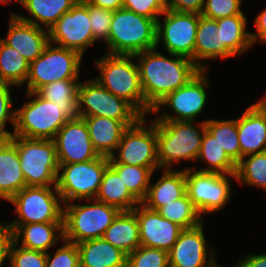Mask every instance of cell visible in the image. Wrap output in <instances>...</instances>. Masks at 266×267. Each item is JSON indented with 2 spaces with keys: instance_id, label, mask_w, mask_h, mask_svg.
Wrapping results in <instances>:
<instances>
[{
  "instance_id": "obj_1",
  "label": "cell",
  "mask_w": 266,
  "mask_h": 267,
  "mask_svg": "<svg viewBox=\"0 0 266 267\" xmlns=\"http://www.w3.org/2000/svg\"><path fill=\"white\" fill-rule=\"evenodd\" d=\"M134 57L145 98V116L168 94L183 87L201 71L192 60L171 53L166 56L156 48Z\"/></svg>"
},
{
  "instance_id": "obj_2",
  "label": "cell",
  "mask_w": 266,
  "mask_h": 267,
  "mask_svg": "<svg viewBox=\"0 0 266 267\" xmlns=\"http://www.w3.org/2000/svg\"><path fill=\"white\" fill-rule=\"evenodd\" d=\"M27 102L17 107L13 135L32 139L53 140L69 120L78 118V106H59L37 92L25 91Z\"/></svg>"
},
{
  "instance_id": "obj_3",
  "label": "cell",
  "mask_w": 266,
  "mask_h": 267,
  "mask_svg": "<svg viewBox=\"0 0 266 267\" xmlns=\"http://www.w3.org/2000/svg\"><path fill=\"white\" fill-rule=\"evenodd\" d=\"M206 121H157L160 169H173L172 167L181 161L190 163L197 160L206 130Z\"/></svg>"
},
{
  "instance_id": "obj_4",
  "label": "cell",
  "mask_w": 266,
  "mask_h": 267,
  "mask_svg": "<svg viewBox=\"0 0 266 267\" xmlns=\"http://www.w3.org/2000/svg\"><path fill=\"white\" fill-rule=\"evenodd\" d=\"M134 55L104 54L94 60L99 71L97 80L106 90L129 102L145 116V98L140 82L138 64Z\"/></svg>"
},
{
  "instance_id": "obj_5",
  "label": "cell",
  "mask_w": 266,
  "mask_h": 267,
  "mask_svg": "<svg viewBox=\"0 0 266 267\" xmlns=\"http://www.w3.org/2000/svg\"><path fill=\"white\" fill-rule=\"evenodd\" d=\"M157 21L125 8L113 11L107 54L136 55L156 48Z\"/></svg>"
},
{
  "instance_id": "obj_6",
  "label": "cell",
  "mask_w": 266,
  "mask_h": 267,
  "mask_svg": "<svg viewBox=\"0 0 266 267\" xmlns=\"http://www.w3.org/2000/svg\"><path fill=\"white\" fill-rule=\"evenodd\" d=\"M80 202H67L63 205V240L74 244L102 238L120 212L116 207L95 199Z\"/></svg>"
},
{
  "instance_id": "obj_7",
  "label": "cell",
  "mask_w": 266,
  "mask_h": 267,
  "mask_svg": "<svg viewBox=\"0 0 266 267\" xmlns=\"http://www.w3.org/2000/svg\"><path fill=\"white\" fill-rule=\"evenodd\" d=\"M17 218L6 225L13 232L19 225L63 222V202L56 186H26L9 201Z\"/></svg>"
},
{
  "instance_id": "obj_8",
  "label": "cell",
  "mask_w": 266,
  "mask_h": 267,
  "mask_svg": "<svg viewBox=\"0 0 266 267\" xmlns=\"http://www.w3.org/2000/svg\"><path fill=\"white\" fill-rule=\"evenodd\" d=\"M26 186H56L59 162L53 140L13 135Z\"/></svg>"
},
{
  "instance_id": "obj_9",
  "label": "cell",
  "mask_w": 266,
  "mask_h": 267,
  "mask_svg": "<svg viewBox=\"0 0 266 267\" xmlns=\"http://www.w3.org/2000/svg\"><path fill=\"white\" fill-rule=\"evenodd\" d=\"M117 156H116V155ZM109 163L148 167L153 173L159 168L157 152V121L142 116L125 129L116 152Z\"/></svg>"
},
{
  "instance_id": "obj_10",
  "label": "cell",
  "mask_w": 266,
  "mask_h": 267,
  "mask_svg": "<svg viewBox=\"0 0 266 267\" xmlns=\"http://www.w3.org/2000/svg\"><path fill=\"white\" fill-rule=\"evenodd\" d=\"M82 58L75 50L49 43L43 53L30 63L25 91L37 92L56 81L80 80Z\"/></svg>"
},
{
  "instance_id": "obj_11",
  "label": "cell",
  "mask_w": 266,
  "mask_h": 267,
  "mask_svg": "<svg viewBox=\"0 0 266 267\" xmlns=\"http://www.w3.org/2000/svg\"><path fill=\"white\" fill-rule=\"evenodd\" d=\"M108 166L109 157L101 155L87 162L59 164L56 188L63 204L95 199Z\"/></svg>"
},
{
  "instance_id": "obj_12",
  "label": "cell",
  "mask_w": 266,
  "mask_h": 267,
  "mask_svg": "<svg viewBox=\"0 0 266 267\" xmlns=\"http://www.w3.org/2000/svg\"><path fill=\"white\" fill-rule=\"evenodd\" d=\"M207 71L209 70H201L183 87L178 88L162 99L151 111V115L156 114L153 120L196 121L198 115L206 108L208 101L206 89L210 85V79ZM165 107L172 110L174 115L165 111ZM161 110H164V113Z\"/></svg>"
},
{
  "instance_id": "obj_13",
  "label": "cell",
  "mask_w": 266,
  "mask_h": 267,
  "mask_svg": "<svg viewBox=\"0 0 266 267\" xmlns=\"http://www.w3.org/2000/svg\"><path fill=\"white\" fill-rule=\"evenodd\" d=\"M78 116H102L121 121L126 127L142 115L126 100L106 90L97 80L82 81L78 88Z\"/></svg>"
},
{
  "instance_id": "obj_14",
  "label": "cell",
  "mask_w": 266,
  "mask_h": 267,
  "mask_svg": "<svg viewBox=\"0 0 266 267\" xmlns=\"http://www.w3.org/2000/svg\"><path fill=\"white\" fill-rule=\"evenodd\" d=\"M182 169H186V193L202 217L227 206L233 194L229 179L236 181L235 174L200 172L187 166Z\"/></svg>"
},
{
  "instance_id": "obj_15",
  "label": "cell",
  "mask_w": 266,
  "mask_h": 267,
  "mask_svg": "<svg viewBox=\"0 0 266 267\" xmlns=\"http://www.w3.org/2000/svg\"><path fill=\"white\" fill-rule=\"evenodd\" d=\"M198 23L199 14L166 9L157 20L156 49L163 44L166 54L186 57L195 63Z\"/></svg>"
},
{
  "instance_id": "obj_16",
  "label": "cell",
  "mask_w": 266,
  "mask_h": 267,
  "mask_svg": "<svg viewBox=\"0 0 266 267\" xmlns=\"http://www.w3.org/2000/svg\"><path fill=\"white\" fill-rule=\"evenodd\" d=\"M89 8L79 0L48 30L50 43L79 52L83 57L94 46Z\"/></svg>"
},
{
  "instance_id": "obj_17",
  "label": "cell",
  "mask_w": 266,
  "mask_h": 267,
  "mask_svg": "<svg viewBox=\"0 0 266 267\" xmlns=\"http://www.w3.org/2000/svg\"><path fill=\"white\" fill-rule=\"evenodd\" d=\"M206 239L203 222L183 229L168 252L169 267H218L216 252Z\"/></svg>"
},
{
  "instance_id": "obj_18",
  "label": "cell",
  "mask_w": 266,
  "mask_h": 267,
  "mask_svg": "<svg viewBox=\"0 0 266 267\" xmlns=\"http://www.w3.org/2000/svg\"><path fill=\"white\" fill-rule=\"evenodd\" d=\"M59 164L87 162L100 155L94 149L83 118L69 119L53 139Z\"/></svg>"
},
{
  "instance_id": "obj_19",
  "label": "cell",
  "mask_w": 266,
  "mask_h": 267,
  "mask_svg": "<svg viewBox=\"0 0 266 267\" xmlns=\"http://www.w3.org/2000/svg\"><path fill=\"white\" fill-rule=\"evenodd\" d=\"M132 211L139 223L140 244L169 252L183 229L142 203Z\"/></svg>"
},
{
  "instance_id": "obj_20",
  "label": "cell",
  "mask_w": 266,
  "mask_h": 267,
  "mask_svg": "<svg viewBox=\"0 0 266 267\" xmlns=\"http://www.w3.org/2000/svg\"><path fill=\"white\" fill-rule=\"evenodd\" d=\"M6 37L0 38L6 45L17 50L30 64L36 60L50 43L47 29L9 16Z\"/></svg>"
},
{
  "instance_id": "obj_21",
  "label": "cell",
  "mask_w": 266,
  "mask_h": 267,
  "mask_svg": "<svg viewBox=\"0 0 266 267\" xmlns=\"http://www.w3.org/2000/svg\"><path fill=\"white\" fill-rule=\"evenodd\" d=\"M235 57L223 44L221 27L217 20L199 15L195 40V64L201 70H208L205 60L229 59Z\"/></svg>"
},
{
  "instance_id": "obj_22",
  "label": "cell",
  "mask_w": 266,
  "mask_h": 267,
  "mask_svg": "<svg viewBox=\"0 0 266 267\" xmlns=\"http://www.w3.org/2000/svg\"><path fill=\"white\" fill-rule=\"evenodd\" d=\"M240 160L242 157L266 151V118L251 104L237 118Z\"/></svg>"
},
{
  "instance_id": "obj_23",
  "label": "cell",
  "mask_w": 266,
  "mask_h": 267,
  "mask_svg": "<svg viewBox=\"0 0 266 267\" xmlns=\"http://www.w3.org/2000/svg\"><path fill=\"white\" fill-rule=\"evenodd\" d=\"M156 182L150 180L146 198L141 202L157 211L160 207L181 198L186 193V169H163Z\"/></svg>"
},
{
  "instance_id": "obj_24",
  "label": "cell",
  "mask_w": 266,
  "mask_h": 267,
  "mask_svg": "<svg viewBox=\"0 0 266 267\" xmlns=\"http://www.w3.org/2000/svg\"><path fill=\"white\" fill-rule=\"evenodd\" d=\"M12 235L14 242L21 241L19 246L47 253L63 241V222L22 224Z\"/></svg>"
},
{
  "instance_id": "obj_25",
  "label": "cell",
  "mask_w": 266,
  "mask_h": 267,
  "mask_svg": "<svg viewBox=\"0 0 266 267\" xmlns=\"http://www.w3.org/2000/svg\"><path fill=\"white\" fill-rule=\"evenodd\" d=\"M26 187L15 143L0 140V199L7 202Z\"/></svg>"
},
{
  "instance_id": "obj_26",
  "label": "cell",
  "mask_w": 266,
  "mask_h": 267,
  "mask_svg": "<svg viewBox=\"0 0 266 267\" xmlns=\"http://www.w3.org/2000/svg\"><path fill=\"white\" fill-rule=\"evenodd\" d=\"M80 118L86 122L93 147L98 154L107 157L112 156L127 127L121 121L102 116Z\"/></svg>"
},
{
  "instance_id": "obj_27",
  "label": "cell",
  "mask_w": 266,
  "mask_h": 267,
  "mask_svg": "<svg viewBox=\"0 0 266 267\" xmlns=\"http://www.w3.org/2000/svg\"><path fill=\"white\" fill-rule=\"evenodd\" d=\"M79 0H21L20 5L31 16L11 11L9 16H17L20 20L49 30L59 18L69 12ZM43 25V26H42Z\"/></svg>"
},
{
  "instance_id": "obj_28",
  "label": "cell",
  "mask_w": 266,
  "mask_h": 267,
  "mask_svg": "<svg viewBox=\"0 0 266 267\" xmlns=\"http://www.w3.org/2000/svg\"><path fill=\"white\" fill-rule=\"evenodd\" d=\"M81 267H127V255L103 238L77 244Z\"/></svg>"
},
{
  "instance_id": "obj_29",
  "label": "cell",
  "mask_w": 266,
  "mask_h": 267,
  "mask_svg": "<svg viewBox=\"0 0 266 267\" xmlns=\"http://www.w3.org/2000/svg\"><path fill=\"white\" fill-rule=\"evenodd\" d=\"M102 238L127 256L140 244L139 223L133 211H120Z\"/></svg>"
},
{
  "instance_id": "obj_30",
  "label": "cell",
  "mask_w": 266,
  "mask_h": 267,
  "mask_svg": "<svg viewBox=\"0 0 266 267\" xmlns=\"http://www.w3.org/2000/svg\"><path fill=\"white\" fill-rule=\"evenodd\" d=\"M95 200L114 206L119 211H132L140 204L110 166L104 172Z\"/></svg>"
},
{
  "instance_id": "obj_31",
  "label": "cell",
  "mask_w": 266,
  "mask_h": 267,
  "mask_svg": "<svg viewBox=\"0 0 266 267\" xmlns=\"http://www.w3.org/2000/svg\"><path fill=\"white\" fill-rule=\"evenodd\" d=\"M202 161L203 168L191 167L200 172L219 173L223 175L235 174L236 163L225 152L217 139L206 129L201 143V149L196 162ZM206 166V167H205Z\"/></svg>"
},
{
  "instance_id": "obj_32",
  "label": "cell",
  "mask_w": 266,
  "mask_h": 267,
  "mask_svg": "<svg viewBox=\"0 0 266 267\" xmlns=\"http://www.w3.org/2000/svg\"><path fill=\"white\" fill-rule=\"evenodd\" d=\"M247 24L246 15L217 19V25L221 27L222 44L235 57H240L253 46Z\"/></svg>"
},
{
  "instance_id": "obj_33",
  "label": "cell",
  "mask_w": 266,
  "mask_h": 267,
  "mask_svg": "<svg viewBox=\"0 0 266 267\" xmlns=\"http://www.w3.org/2000/svg\"><path fill=\"white\" fill-rule=\"evenodd\" d=\"M30 64L14 48L0 39V82L21 87L29 74Z\"/></svg>"
},
{
  "instance_id": "obj_34",
  "label": "cell",
  "mask_w": 266,
  "mask_h": 267,
  "mask_svg": "<svg viewBox=\"0 0 266 267\" xmlns=\"http://www.w3.org/2000/svg\"><path fill=\"white\" fill-rule=\"evenodd\" d=\"M236 182L255 186L266 192V151L249 154L236 164Z\"/></svg>"
},
{
  "instance_id": "obj_35",
  "label": "cell",
  "mask_w": 266,
  "mask_h": 267,
  "mask_svg": "<svg viewBox=\"0 0 266 267\" xmlns=\"http://www.w3.org/2000/svg\"><path fill=\"white\" fill-rule=\"evenodd\" d=\"M157 212L165 219L177 224L182 229H190L200 225L203 217L185 193L181 198L160 207Z\"/></svg>"
},
{
  "instance_id": "obj_36",
  "label": "cell",
  "mask_w": 266,
  "mask_h": 267,
  "mask_svg": "<svg viewBox=\"0 0 266 267\" xmlns=\"http://www.w3.org/2000/svg\"><path fill=\"white\" fill-rule=\"evenodd\" d=\"M109 166L122 178L131 194L141 203L147 195L153 172L148 167L109 163Z\"/></svg>"
},
{
  "instance_id": "obj_37",
  "label": "cell",
  "mask_w": 266,
  "mask_h": 267,
  "mask_svg": "<svg viewBox=\"0 0 266 267\" xmlns=\"http://www.w3.org/2000/svg\"><path fill=\"white\" fill-rule=\"evenodd\" d=\"M206 120V129L217 139L225 152L237 164L240 161L237 119Z\"/></svg>"
},
{
  "instance_id": "obj_38",
  "label": "cell",
  "mask_w": 266,
  "mask_h": 267,
  "mask_svg": "<svg viewBox=\"0 0 266 267\" xmlns=\"http://www.w3.org/2000/svg\"><path fill=\"white\" fill-rule=\"evenodd\" d=\"M80 80H61L41 87L37 93L59 106H78Z\"/></svg>"
},
{
  "instance_id": "obj_39",
  "label": "cell",
  "mask_w": 266,
  "mask_h": 267,
  "mask_svg": "<svg viewBox=\"0 0 266 267\" xmlns=\"http://www.w3.org/2000/svg\"><path fill=\"white\" fill-rule=\"evenodd\" d=\"M127 267H169L168 252L140 245L127 256Z\"/></svg>"
},
{
  "instance_id": "obj_40",
  "label": "cell",
  "mask_w": 266,
  "mask_h": 267,
  "mask_svg": "<svg viewBox=\"0 0 266 267\" xmlns=\"http://www.w3.org/2000/svg\"><path fill=\"white\" fill-rule=\"evenodd\" d=\"M12 241L9 249V267H46V253L30 250Z\"/></svg>"
},
{
  "instance_id": "obj_41",
  "label": "cell",
  "mask_w": 266,
  "mask_h": 267,
  "mask_svg": "<svg viewBox=\"0 0 266 267\" xmlns=\"http://www.w3.org/2000/svg\"><path fill=\"white\" fill-rule=\"evenodd\" d=\"M81 1L89 8V20L94 41H104V44L107 43L113 11L88 4L85 0Z\"/></svg>"
},
{
  "instance_id": "obj_42",
  "label": "cell",
  "mask_w": 266,
  "mask_h": 267,
  "mask_svg": "<svg viewBox=\"0 0 266 267\" xmlns=\"http://www.w3.org/2000/svg\"><path fill=\"white\" fill-rule=\"evenodd\" d=\"M12 86L11 84L0 82V140H7L13 136L15 127V112L12 107ZM7 122L11 123L12 132L6 128Z\"/></svg>"
},
{
  "instance_id": "obj_43",
  "label": "cell",
  "mask_w": 266,
  "mask_h": 267,
  "mask_svg": "<svg viewBox=\"0 0 266 267\" xmlns=\"http://www.w3.org/2000/svg\"><path fill=\"white\" fill-rule=\"evenodd\" d=\"M55 253H46V267H81L77 244L62 241Z\"/></svg>"
},
{
  "instance_id": "obj_44",
  "label": "cell",
  "mask_w": 266,
  "mask_h": 267,
  "mask_svg": "<svg viewBox=\"0 0 266 267\" xmlns=\"http://www.w3.org/2000/svg\"><path fill=\"white\" fill-rule=\"evenodd\" d=\"M242 0H205L202 16L209 19H221L234 15H245Z\"/></svg>"
},
{
  "instance_id": "obj_45",
  "label": "cell",
  "mask_w": 266,
  "mask_h": 267,
  "mask_svg": "<svg viewBox=\"0 0 266 267\" xmlns=\"http://www.w3.org/2000/svg\"><path fill=\"white\" fill-rule=\"evenodd\" d=\"M122 6L156 21L167 9L165 0H122Z\"/></svg>"
},
{
  "instance_id": "obj_46",
  "label": "cell",
  "mask_w": 266,
  "mask_h": 267,
  "mask_svg": "<svg viewBox=\"0 0 266 267\" xmlns=\"http://www.w3.org/2000/svg\"><path fill=\"white\" fill-rule=\"evenodd\" d=\"M168 10L201 15L205 0H165Z\"/></svg>"
},
{
  "instance_id": "obj_47",
  "label": "cell",
  "mask_w": 266,
  "mask_h": 267,
  "mask_svg": "<svg viewBox=\"0 0 266 267\" xmlns=\"http://www.w3.org/2000/svg\"><path fill=\"white\" fill-rule=\"evenodd\" d=\"M12 241V231L5 221L0 220V267L5 266L6 261L9 259V249Z\"/></svg>"
},
{
  "instance_id": "obj_48",
  "label": "cell",
  "mask_w": 266,
  "mask_h": 267,
  "mask_svg": "<svg viewBox=\"0 0 266 267\" xmlns=\"http://www.w3.org/2000/svg\"><path fill=\"white\" fill-rule=\"evenodd\" d=\"M254 26L256 32H250L253 45L257 42L266 44V8L254 19Z\"/></svg>"
},
{
  "instance_id": "obj_49",
  "label": "cell",
  "mask_w": 266,
  "mask_h": 267,
  "mask_svg": "<svg viewBox=\"0 0 266 267\" xmlns=\"http://www.w3.org/2000/svg\"><path fill=\"white\" fill-rule=\"evenodd\" d=\"M234 267H266V252L261 254H248L241 257Z\"/></svg>"
},
{
  "instance_id": "obj_50",
  "label": "cell",
  "mask_w": 266,
  "mask_h": 267,
  "mask_svg": "<svg viewBox=\"0 0 266 267\" xmlns=\"http://www.w3.org/2000/svg\"><path fill=\"white\" fill-rule=\"evenodd\" d=\"M85 1L88 4H92L111 11L123 8L122 0H85Z\"/></svg>"
},
{
  "instance_id": "obj_51",
  "label": "cell",
  "mask_w": 266,
  "mask_h": 267,
  "mask_svg": "<svg viewBox=\"0 0 266 267\" xmlns=\"http://www.w3.org/2000/svg\"><path fill=\"white\" fill-rule=\"evenodd\" d=\"M263 98L253 103V105L261 112V114L266 118V94L262 96Z\"/></svg>"
},
{
  "instance_id": "obj_52",
  "label": "cell",
  "mask_w": 266,
  "mask_h": 267,
  "mask_svg": "<svg viewBox=\"0 0 266 267\" xmlns=\"http://www.w3.org/2000/svg\"><path fill=\"white\" fill-rule=\"evenodd\" d=\"M12 1L13 2L14 1L17 2L18 4L21 3V0H0V3L6 5V4H8V3L12 2Z\"/></svg>"
}]
</instances>
